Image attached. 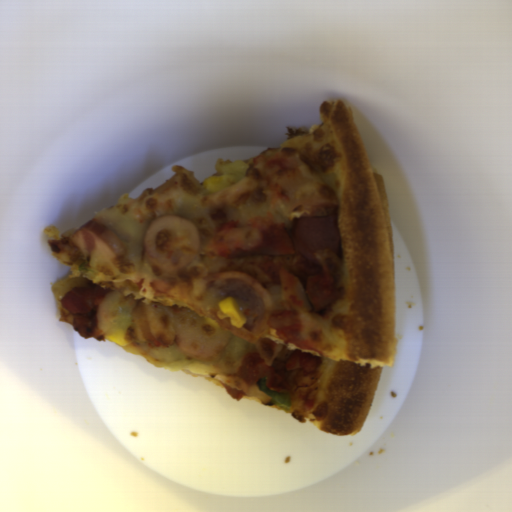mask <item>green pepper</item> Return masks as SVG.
Instances as JSON below:
<instances>
[{"mask_svg":"<svg viewBox=\"0 0 512 512\" xmlns=\"http://www.w3.org/2000/svg\"><path fill=\"white\" fill-rule=\"evenodd\" d=\"M256 386L259 388L261 392L266 394L268 397H270L271 402L277 407L285 410L291 409V402L288 394L284 393H277L274 391H271L267 387V377H263L260 379Z\"/></svg>","mask_w":512,"mask_h":512,"instance_id":"1","label":"green pepper"}]
</instances>
